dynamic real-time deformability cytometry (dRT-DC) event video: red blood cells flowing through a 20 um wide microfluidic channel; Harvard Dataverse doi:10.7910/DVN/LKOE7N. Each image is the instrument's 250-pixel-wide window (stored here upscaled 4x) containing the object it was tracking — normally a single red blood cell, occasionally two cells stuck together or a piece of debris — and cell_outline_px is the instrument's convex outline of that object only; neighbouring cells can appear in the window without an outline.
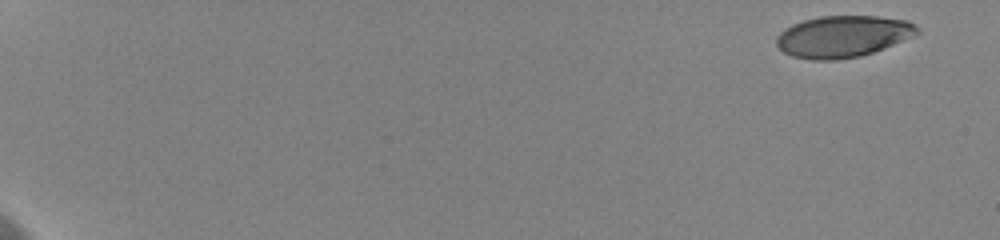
{"species": "human", "species_latin": "Homo sapiens", "temperature_condition": "cold", "stored_images_in_passage": 18, "camera_frame_rate_fps": 3000, "um_per_image_px": 0.085, "donor": {"sex": "female"}, "frame": {"image": 1, "passage_image": 1, "time_ms": 0.0, "image_size_px": [1000, 240], "cell_outline_px": [[920, 32], [912, 36], [872, 52], [860, 56], [836, 60], [812, 60], [792, 56], [784, 52], [776, 44], [776, 36], [784, 28], [792, 24], [804, 20], [820, 16], [880, 16], [908, 20], [916, 24], [920, 28]], "centroid_in_image_um": [71.63, 3.08], "position_along_channel_um": 13.4, "area_um2": 34.16}}
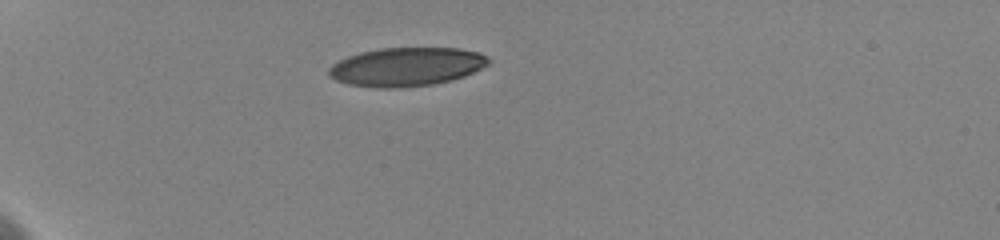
{"frame": {"image": 2, "passage_image": 10, "time_ms": 5.333, "image_size_px": [1000, 240], "cell_outline_px": [[492, 60], [488, 64], [464, 76], [452, 80], [432, 84], [388, 88], [380, 88], [348, 84], [336, 80], [328, 76], [328, 68], [332, 64], [348, 56], [360, 52], [380, 48], [460, 48], [476, 52]], "centroid_in_image_um": [34.51, 5.67], "position_along_channel_um": 50.5, "area_um2": 35.72}}